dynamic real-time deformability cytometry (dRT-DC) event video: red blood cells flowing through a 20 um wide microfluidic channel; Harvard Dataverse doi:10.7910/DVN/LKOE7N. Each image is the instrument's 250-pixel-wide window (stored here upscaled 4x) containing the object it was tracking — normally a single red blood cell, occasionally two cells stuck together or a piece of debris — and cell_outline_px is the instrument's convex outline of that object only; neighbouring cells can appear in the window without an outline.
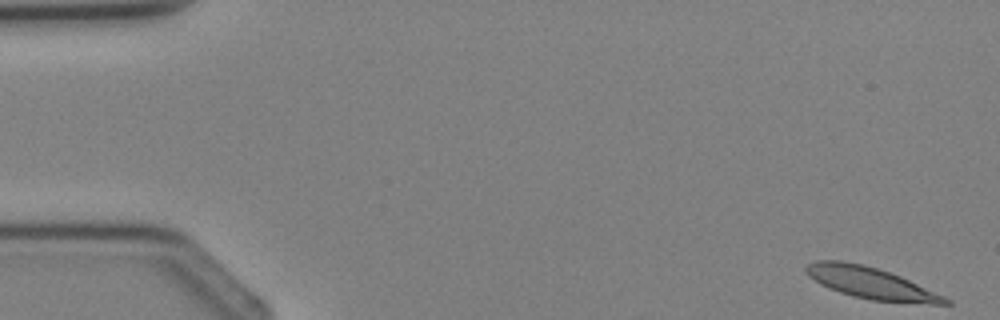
{"species": "Egyptian fruit bat (a non-hibernating species)", "species_latin": "Rousettus aegyptiacus", "temperature_condition": "cold", "stored_images_in_passage": 4, "camera_frame_rate_fps": 3000, "um_per_image_px": 0.085, "animal": {"sex": "female"}, "frame": {"image": 1, "passage_image": 1, "time_ms": 0.0, "image_size_px": [1000, 320], "cell_outline_px": [[952, 304], [932, 304], [872, 300], [840, 292], [820, 284], [808, 276], [804, 272], [804, 268], [808, 264], [816, 260], [844, 260], [864, 264], [900, 276], [944, 296], [952, 300]], "centroid_in_image_um": [73.99, 24.04], "position_along_channel_um": 11.0, "area_um2": 25.43}}